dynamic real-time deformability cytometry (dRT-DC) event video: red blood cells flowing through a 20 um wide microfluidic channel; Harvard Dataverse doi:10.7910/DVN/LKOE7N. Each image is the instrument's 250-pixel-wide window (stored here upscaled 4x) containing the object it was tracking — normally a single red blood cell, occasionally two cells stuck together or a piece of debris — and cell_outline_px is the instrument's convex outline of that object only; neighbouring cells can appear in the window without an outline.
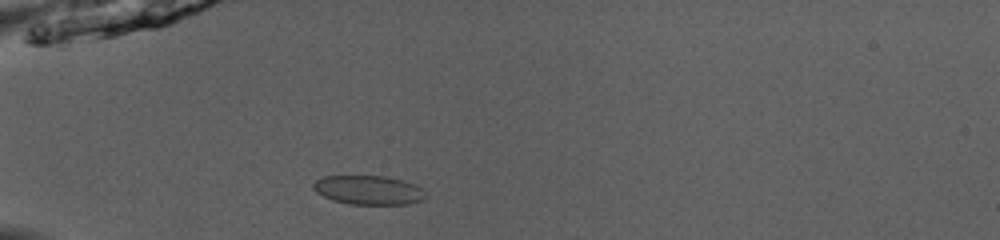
{"species": "common noctule bat (a hibernating species)", "species_latin": "Nyctalus noctula", "temperature_condition": "room temperature", "stored_images_in_passage": 38, "camera_frame_rate_fps": 3000, "um_per_image_px": 0.085, "animal": {"sex": "male", "body_mass_g": 13.0, "forearm_length_mm": 53.1}, "frame": {"image": 1, "passage_image": 4, "time_ms": 1.0, "image_size_px": [1000, 240], "cell_outline_px": [[424, 200], [408, 204], [348, 204], [332, 200], [316, 192], [312, 188], [312, 184], [316, 180], [324, 176], [384, 176], [404, 180], [416, 184], [420, 188], [424, 196]], "centroid_in_image_um": [31.3, 16.15], "position_along_channel_um": 53.7, "area_um2": 19.02}}
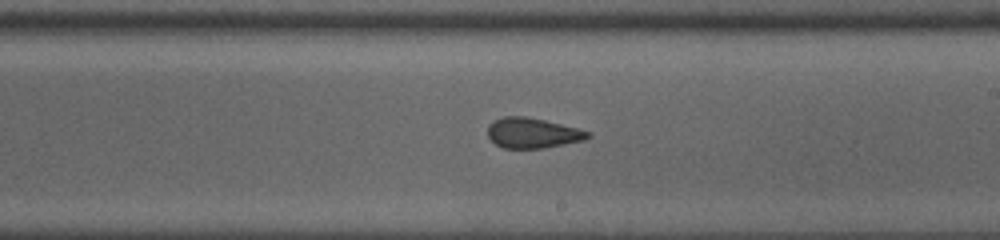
{"frame": {"image": 2, "passage_image": 19, "time_ms": 6.0, "image_size_px": [1000, 240], "cell_outline_px": [[592, 136], [584, 140], [544, 148], [504, 148], [496, 144], [488, 136], [488, 124], [504, 116], [524, 116], [544, 120], [592, 132]], "centroid_in_image_um": [45.28, 11.31], "position_along_channel_um": 243.7, "area_um2": 17.51}}
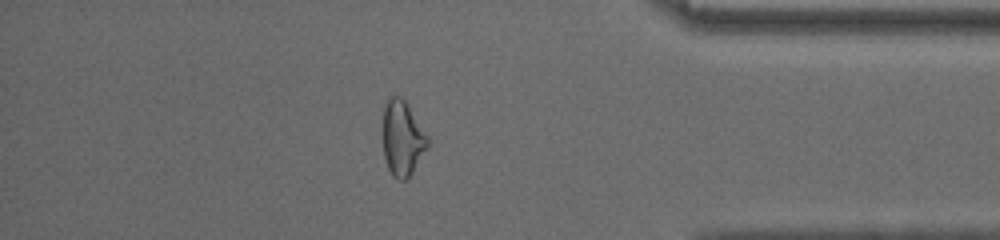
{"frame": {"image": 3, "passage_image": 32, "time_ms": 10.333, "image_size_px": [1000, 240], "cell_outline_px": [[428, 148], [408, 180], [400, 180], [392, 176], [388, 168], [384, 156], [384, 108], [388, 100], [392, 96], [400, 96], [404, 100], [428, 136]], "centroid_in_image_um": [34.23, 11.82], "position_along_channel_um": 401.0, "area_um2": 19.36}, "authors_computed_cell_mechanics": {"area_um2": 18.4671, "velocity_mm_per_s": 4.0833, "shape_relaxation_time_tau1_ms": null, "shape_relaxation_time_tau2_ms": 1.612, "deformation_change_tau1": null, "deformation_change_tau2": 0.0668}}